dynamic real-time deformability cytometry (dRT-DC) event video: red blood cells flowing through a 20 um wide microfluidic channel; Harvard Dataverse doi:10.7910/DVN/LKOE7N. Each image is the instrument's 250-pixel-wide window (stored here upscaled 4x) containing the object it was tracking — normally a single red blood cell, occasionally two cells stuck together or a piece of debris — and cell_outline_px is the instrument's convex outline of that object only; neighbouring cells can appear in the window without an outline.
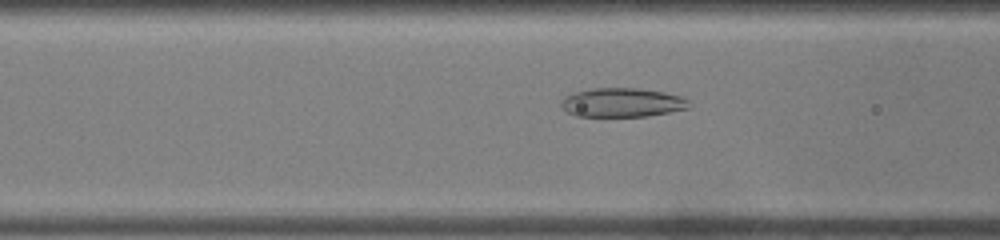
{"species": "common noctule bat (a hibernating species)", "species_latin": "Nyctalus noctula", "temperature_condition": "warm", "stored_images_in_passage": 38, "camera_frame_rate_fps": 3000, "um_per_image_px": 0.085, "animal": {"sex": "male", "body_mass_g": 19.0, "forearm_length_mm": 50.8}, "frame": {"image": 1, "passage_image": 12, "time_ms": 3.667, "image_size_px": [1000, 240], "cell_outline_px": [[692, 108], [648, 116], [576, 116], [560, 108], [560, 104], [564, 96], [576, 92], [592, 88], [640, 88], [664, 92], [684, 96], [688, 100]], "centroid_in_image_um": [52.92, 8.71], "position_along_channel_um": 113.7, "area_um2": 21.91}}
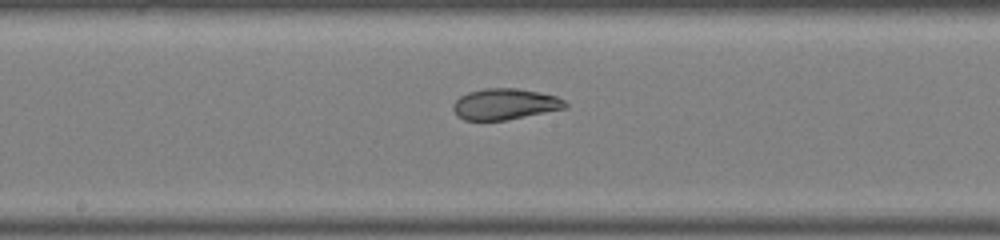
{"frame": {"image": 2, "passage_image": 19, "time_ms": 6.0, "image_size_px": [1000, 240], "cell_outline_px": [[568, 108], [504, 120], [464, 120], [456, 116], [452, 108], [452, 104], [460, 96], [468, 92], [484, 88], [516, 88], [556, 96], [564, 100], [568, 104]], "centroid_in_image_um": [42.89, 8.85], "position_along_channel_um": 205.3, "area_um2": 20.29}}
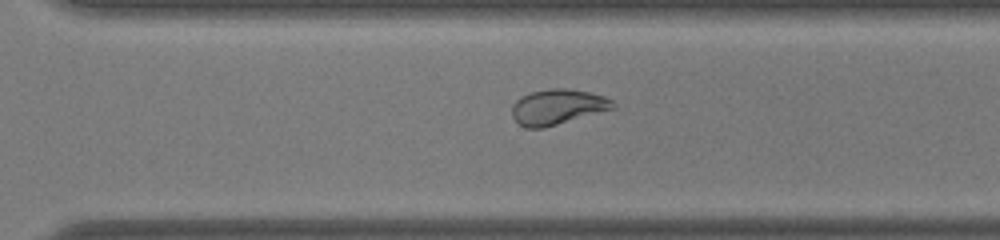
{"frame": {"image": 3, "passage_image": 28, "time_ms": 9.0, "image_size_px": [1000, 240], "cell_outline_px": [[616, 108], [544, 128], [528, 128], [520, 124], [512, 116], [512, 104], [516, 100], [532, 92], [548, 88], [564, 88], [588, 92], [604, 96], [612, 100], [616, 104]], "centroid_in_image_um": [47.41, 9.09], "position_along_channel_um": 323.2, "area_um2": 20.69}}